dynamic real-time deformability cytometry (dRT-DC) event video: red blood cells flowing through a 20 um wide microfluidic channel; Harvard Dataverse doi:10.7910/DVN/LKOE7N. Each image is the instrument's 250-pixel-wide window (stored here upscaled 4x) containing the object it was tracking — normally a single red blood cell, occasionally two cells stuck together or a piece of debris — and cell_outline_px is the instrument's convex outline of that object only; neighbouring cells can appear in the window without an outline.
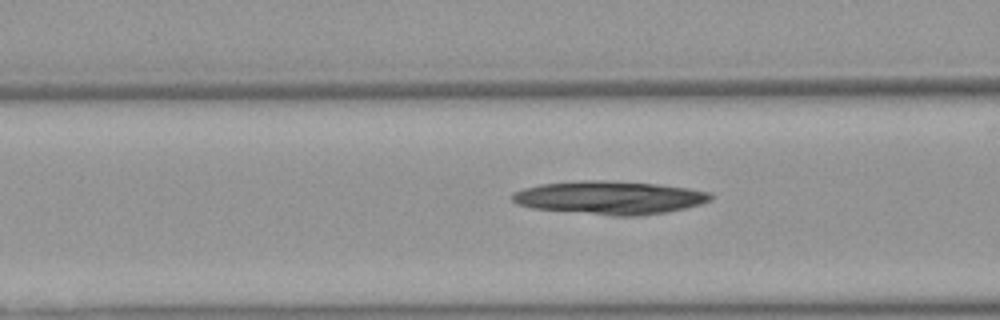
{"species": "Egyptian fruit bat (a non-hibernating species)", "species_latin": "Rousettus aegyptiacus", "temperature_condition": "warm", "stored_images_in_passage": 24, "camera_frame_rate_fps": 3000, "um_per_image_px": 0.085, "animal": {"sex": "female"}, "frame": {"image": 1, "passage_image": 4, "time_ms": 1.0, "image_size_px": [1000, 320], "cell_outline_px": [[712, 200], [700, 204], [684, 208], [664, 212], [636, 216], [612, 216], [532, 208], [516, 204], [512, 200], [512, 192], [524, 188], [540, 184], [580, 180], [604, 180], [656, 184], [692, 188], [712, 192]], "centroid_in_image_um": [51.81, 16.79], "position_along_channel_um": 114.8, "area_um2": 38.61}}
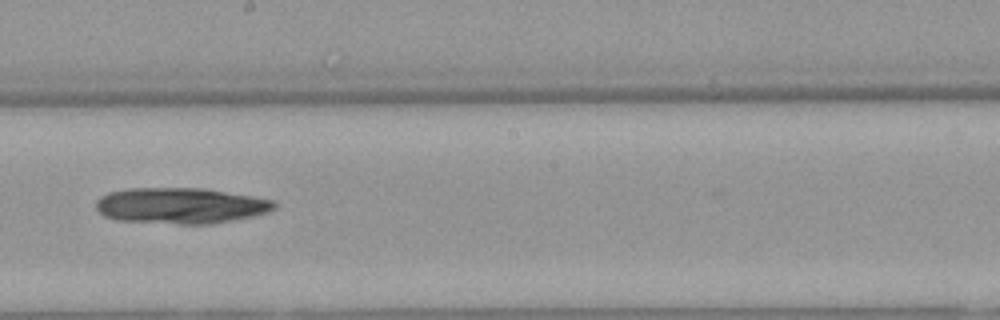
{"frame": {"image": 2, "passage_image": 13, "time_ms": 4.0, "image_size_px": [1000, 320], "cell_outline_px": [[276, 208], [268, 212], [252, 216], [208, 224], [180, 224], [120, 220], [104, 216], [96, 208], [96, 200], [100, 196], [108, 192], [128, 188], [200, 188], [252, 196], [272, 200], [276, 204]], "centroid_in_image_um": [15.32, 17.47], "position_along_channel_um": 232.9, "area_um2": 37.05}}
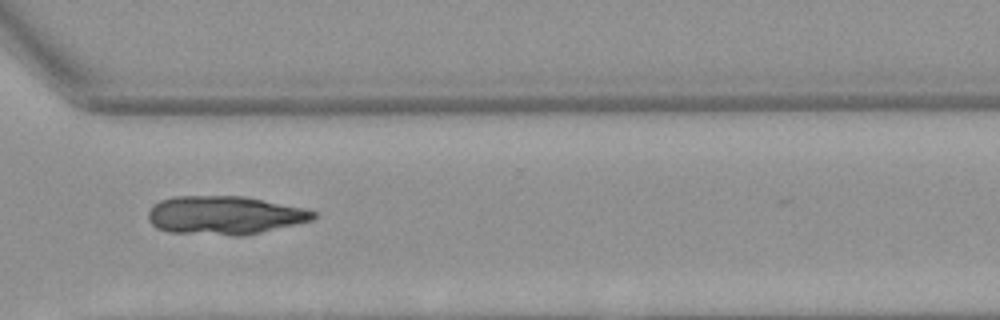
{"frame": {"image": 3, "passage_image": 22, "time_ms": 7.0, "image_size_px": [1000, 320], "cell_outline_px": [[316, 216], [312, 220], [296, 224], [260, 232], [240, 236], [236, 236], [168, 232], [156, 228], [148, 220], [148, 212], [160, 200], [172, 196], [244, 196], [304, 208], [316, 212]], "centroid_in_image_um": [19.07, 18.3], "position_along_channel_um": 351.5, "area_um2": 36.99}}